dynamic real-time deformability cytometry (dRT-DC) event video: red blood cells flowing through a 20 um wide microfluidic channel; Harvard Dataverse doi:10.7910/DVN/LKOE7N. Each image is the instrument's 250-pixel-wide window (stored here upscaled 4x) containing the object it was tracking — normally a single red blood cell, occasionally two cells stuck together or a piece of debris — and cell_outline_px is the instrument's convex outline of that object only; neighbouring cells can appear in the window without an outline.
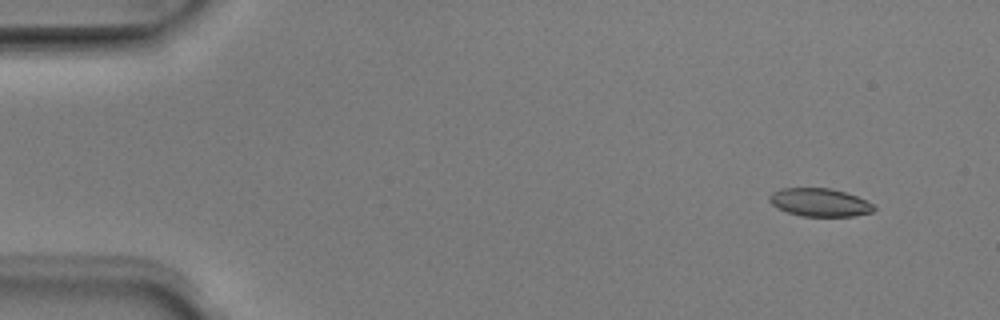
{"species": "Egyptian fruit bat (a non-hibernating species)", "species_latin": "Rousettus aegyptiacus", "temperature_condition": "room temperature", "stored_images_in_passage": 6, "camera_frame_rate_fps": 3000, "um_per_image_px": 0.085, "animal": {"sex": "male"}, "frame": {"image": 1, "passage_image": 2, "time_ms": 0.333, "image_size_px": [1000, 320], "cell_outline_px": [[876, 208], [872, 212], [852, 216], [800, 216], [788, 212], [772, 204], [768, 200], [768, 196], [772, 192], [780, 188], [832, 188], [856, 196], [872, 204]], "centroid_in_image_um": [69.64, 17.2], "position_along_channel_um": 15.4, "area_um2": 16.99}}
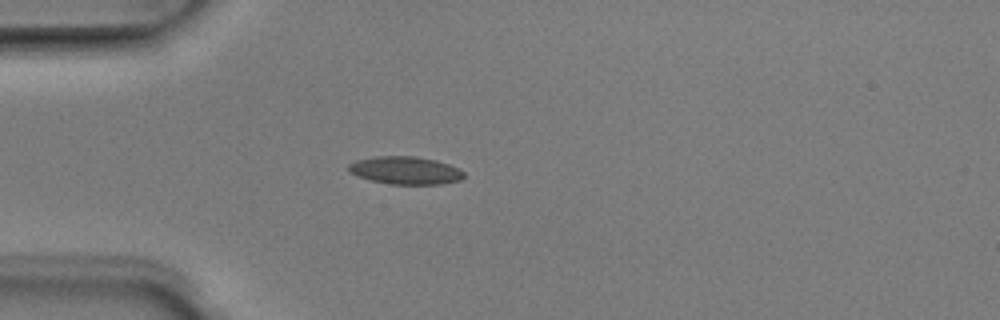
{"frame": {"image": 2, "passage_image": 5, "time_ms": 1.333, "image_size_px": [1000, 320], "cell_outline_px": [[464, 176], [460, 180], [440, 184], [392, 184], [372, 180], [348, 172], [348, 164], [356, 160], [376, 156], [416, 156], [436, 160], [460, 168], [464, 172]], "centroid_in_image_um": [34.47, 14.47], "position_along_channel_um": 50.5, "area_um2": 18.61}}